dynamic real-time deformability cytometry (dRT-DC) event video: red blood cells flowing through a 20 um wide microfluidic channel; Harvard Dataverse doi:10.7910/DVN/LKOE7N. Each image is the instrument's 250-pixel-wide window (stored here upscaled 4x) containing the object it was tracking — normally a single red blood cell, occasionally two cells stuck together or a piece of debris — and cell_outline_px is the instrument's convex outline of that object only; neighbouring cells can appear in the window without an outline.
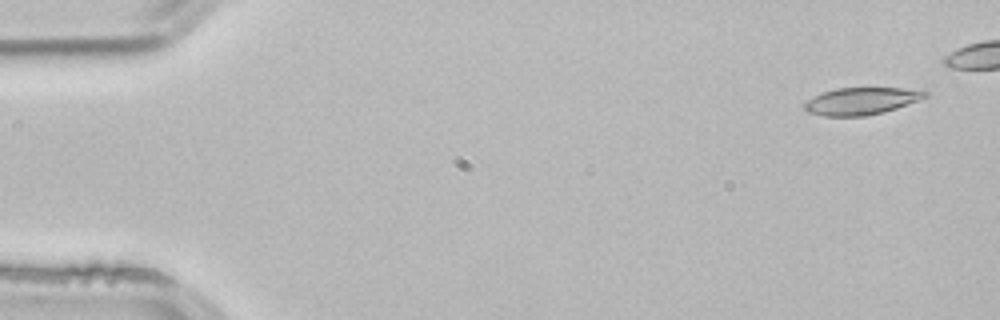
{"species": "common noctule bat (a hibernating species)", "species_latin": "Nyctalus noctula", "temperature_condition": "room temperature", "stored_images_in_passage": 4, "camera_frame_rate_fps": 3000, "um_per_image_px": 0.085, "animal": {"sex": "male", "body_mass_g": 21.5, "forearm_length_mm": 52.0}, "frame": {"image": 1, "passage_image": 1, "time_ms": 0.0, "image_size_px": [1000, 320], "cell_outline_px": [[928, 96], [896, 108], [884, 112], [864, 116], [824, 116], [808, 112], [804, 108], [804, 104], [808, 100], [824, 92], [836, 88], [924, 88], [928, 92]], "centroid_in_image_um": [73.28, 8.58], "position_along_channel_um": 11.7, "area_um2": 19.07}}